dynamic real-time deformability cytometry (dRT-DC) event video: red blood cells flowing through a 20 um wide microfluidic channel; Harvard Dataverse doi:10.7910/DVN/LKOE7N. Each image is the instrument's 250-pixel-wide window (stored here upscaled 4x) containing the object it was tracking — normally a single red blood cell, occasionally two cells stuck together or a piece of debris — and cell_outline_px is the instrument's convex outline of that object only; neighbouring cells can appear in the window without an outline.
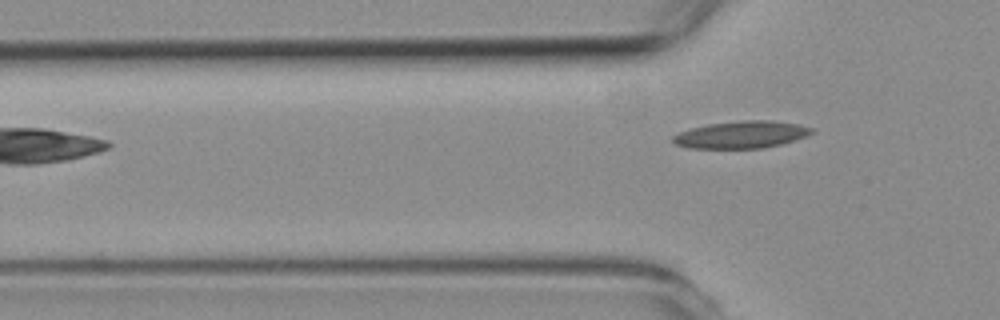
{"species": "common noctule bat (a hibernating species)", "species_latin": "Nyctalus noctula", "temperature_condition": "room temperature", "stored_images_in_passage": 6, "segment_of_instrument_passage": [2, 2], "camera_frame_rate_fps": 3000, "um_per_image_px": 0.085, "animal": {"sex": "female", "body_mass_g": 19.3, "forearm_length_mm": 54.1}, "frame": {"image": 1, "passage_image": 6, "time_ms": 7.333, "image_size_px": [1000, 320], "cell_outline_px": [[816, 132], [796, 140], [764, 148], [688, 148], [676, 144], [672, 140], [672, 136], [680, 132], [692, 128], [708, 124], [744, 120], [772, 120], [796, 124], [812, 128]], "centroid_in_image_um": [63.04, 11.44], "position_along_channel_um": 62.8, "area_um2": 21.91}}